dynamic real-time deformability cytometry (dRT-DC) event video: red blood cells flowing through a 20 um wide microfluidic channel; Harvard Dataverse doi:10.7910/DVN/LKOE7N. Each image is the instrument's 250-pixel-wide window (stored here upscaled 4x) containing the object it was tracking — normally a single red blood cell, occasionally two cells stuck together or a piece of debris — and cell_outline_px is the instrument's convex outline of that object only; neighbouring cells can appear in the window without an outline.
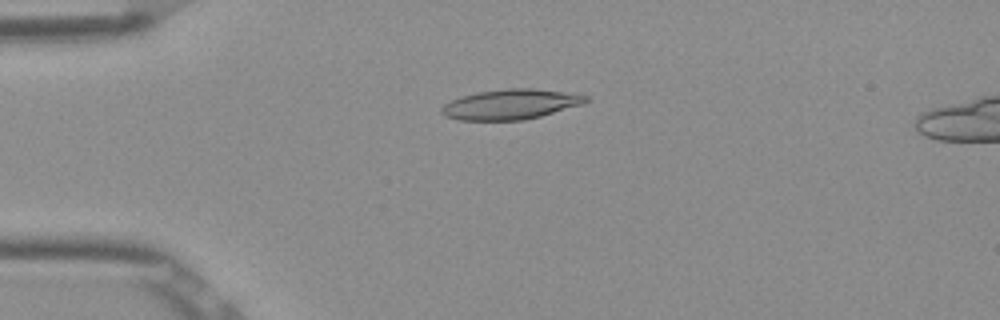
{"species": "Egyptian fruit bat (a non-hibernating species)", "species_latin": "Rousettus aegyptiacus", "temperature_condition": "room temperature", "stored_images_in_passage": 52, "camera_frame_rate_fps": 3000, "um_per_image_px": 0.085, "frame": {"image": 1, "passage_image": 13, "time_ms": 4.0, "image_size_px": [1000, 320], "cell_outline_px": [[588, 100], [580, 104], [540, 116], [524, 120], [460, 120], [444, 116], [440, 112], [440, 108], [444, 104], [452, 100], [464, 96], [480, 92], [508, 88], [532, 88], [580, 92], [588, 96]], "centroid_in_image_um": [43.44, 8.85], "position_along_channel_um": 41.6, "area_um2": 25.32}}
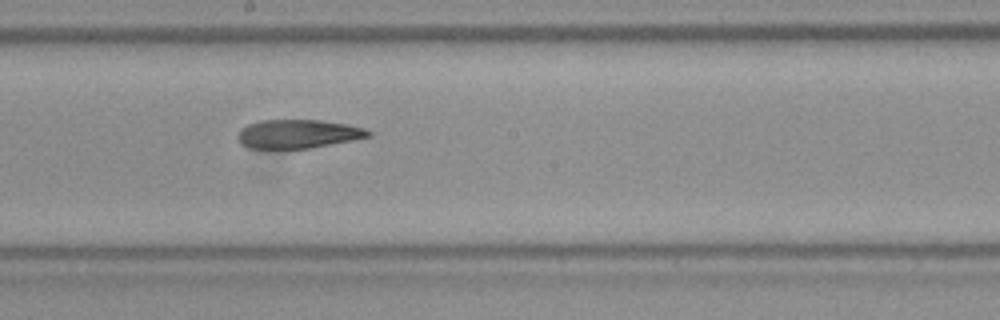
{"frame": {"image": 2, "passage_image": 29, "time_ms": 9.333, "image_size_px": [1000, 320], "cell_outline_px": [[372, 136], [352, 140], [308, 148], [248, 148], [240, 144], [236, 136], [240, 128], [248, 124], [260, 120], [320, 120], [348, 124], [364, 128], [372, 132]], "centroid_in_image_um": [25.3, 11.37], "position_along_channel_um": 222.9, "area_um2": 21.91}}
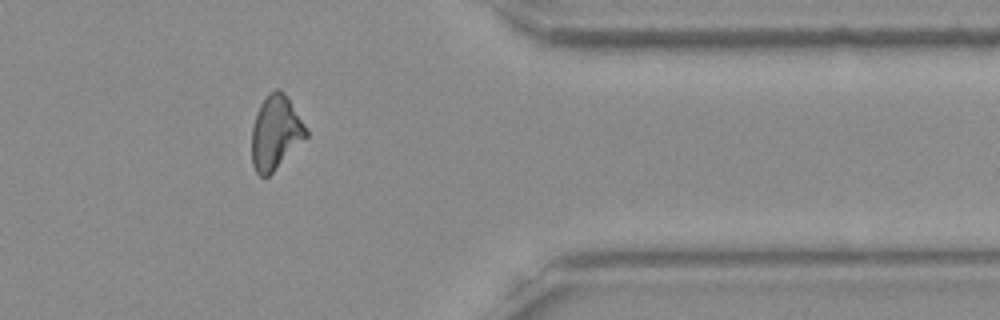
{"frame": {"image": 3, "passage_image": 43, "time_ms": 14.0, "image_size_px": [1000, 320], "cell_outline_px": [[308, 136], [268, 176], [260, 176], [256, 172], [252, 164], [252, 128], [260, 104], [268, 92], [276, 88], [280, 88], [288, 96], [308, 132]], "centroid_in_image_um": [23.42, 11.23], "position_along_channel_um": 388.0, "area_um2": 23.24}, "authors_computed_cell_mechanics": {"area_um2": 23.6691, "velocity_mm_per_s": 3.8904, "shape_relaxation_time_tau1_ms": null, "shape_relaxation_time_tau2_ms": 4.9207, "deformation_change_tau1": null, "deformation_change_tau2": 0.143}}